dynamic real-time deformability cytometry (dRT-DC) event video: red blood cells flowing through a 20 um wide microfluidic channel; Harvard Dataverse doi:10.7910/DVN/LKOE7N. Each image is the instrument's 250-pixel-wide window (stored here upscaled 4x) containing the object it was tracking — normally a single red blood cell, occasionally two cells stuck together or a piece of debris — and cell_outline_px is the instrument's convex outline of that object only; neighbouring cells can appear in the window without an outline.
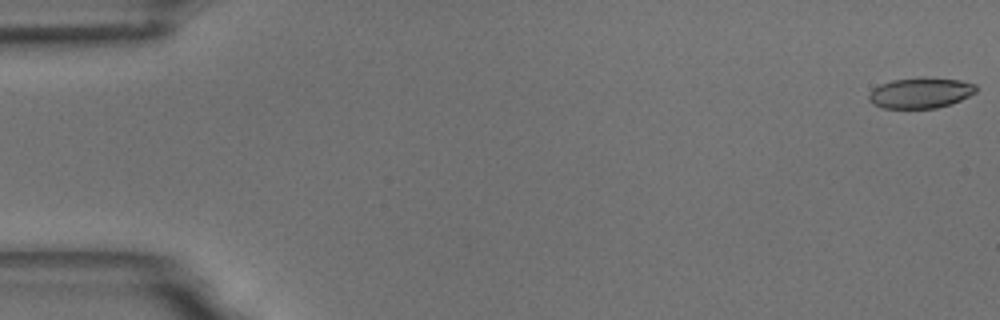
{"species": "common noctule bat (a hibernating species)", "species_latin": "Nyctalus noctula", "temperature_condition": "room temperature", "stored_images_in_passage": 18, "camera_frame_rate_fps": 3000, "um_per_image_px": 0.085, "animal": {"sex": "male", "body_mass_g": 18.8}, "frame": {"image": 1, "passage_image": 1, "time_ms": 0.0, "image_size_px": [1000, 320], "cell_outline_px": [[976, 92], [952, 104], [936, 108], [884, 108], [872, 104], [868, 100], [868, 96], [872, 88], [880, 84], [892, 80], [960, 80], [976, 84]], "centroid_in_image_um": [78.2, 7.94], "position_along_channel_um": 6.8, "area_um2": 18.44}}
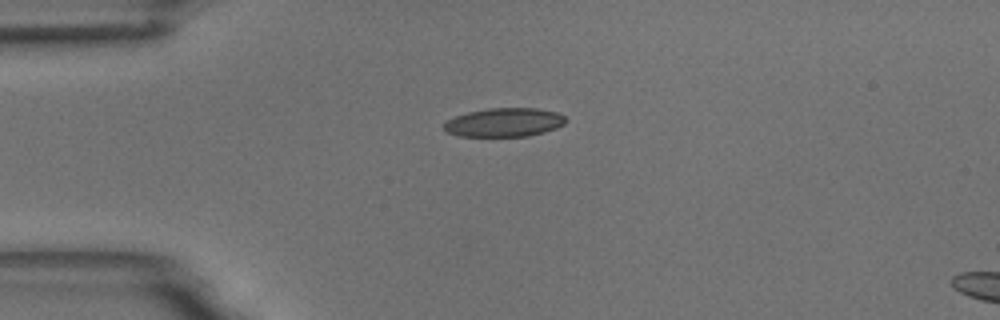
{"frame": {"image": 2, "passage_image": 14, "time_ms": 4.333, "image_size_px": [1000, 320], "cell_outline_px": [[568, 120], [564, 124], [556, 128], [544, 132], [528, 136], [460, 136], [448, 132], [444, 128], [444, 124], [448, 120], [456, 116], [468, 112], [488, 108], [536, 108], [556, 112], [564, 116]], "centroid_in_image_um": [42.89, 10.4], "position_along_channel_um": 42.1, "area_um2": 20.29}}